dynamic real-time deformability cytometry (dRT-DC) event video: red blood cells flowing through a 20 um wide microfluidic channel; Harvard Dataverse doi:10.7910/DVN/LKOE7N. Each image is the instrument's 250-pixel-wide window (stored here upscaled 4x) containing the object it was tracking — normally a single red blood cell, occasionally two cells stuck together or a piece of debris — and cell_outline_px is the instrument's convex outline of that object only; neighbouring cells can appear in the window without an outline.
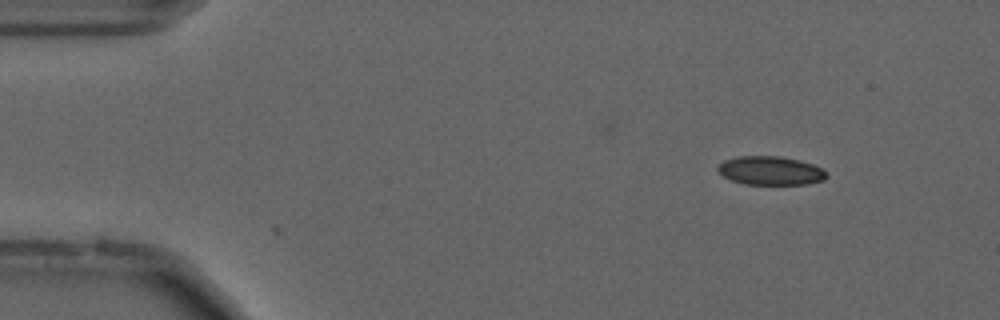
{"species": "common noctule bat (a hibernating species)", "species_latin": "Nyctalus noctula", "temperature_condition": "cold", "stored_images_in_passage": 6, "camera_frame_rate_fps": 3000, "um_per_image_px": 0.085, "animal": {"sex": "male", "forearm_length_mm": 52.5}, "frame": {"image": 1, "passage_image": 6, "time_ms": 1.667, "image_size_px": [1000, 320], "cell_outline_px": [[828, 176], [824, 180], [808, 184], [744, 184], [732, 180], [724, 176], [716, 168], [724, 160], [736, 156], [780, 156], [800, 160], [812, 164], [828, 172]], "centroid_in_image_um": [65.52, 14.5], "position_along_channel_um": 19.5, "area_um2": 18.21}}